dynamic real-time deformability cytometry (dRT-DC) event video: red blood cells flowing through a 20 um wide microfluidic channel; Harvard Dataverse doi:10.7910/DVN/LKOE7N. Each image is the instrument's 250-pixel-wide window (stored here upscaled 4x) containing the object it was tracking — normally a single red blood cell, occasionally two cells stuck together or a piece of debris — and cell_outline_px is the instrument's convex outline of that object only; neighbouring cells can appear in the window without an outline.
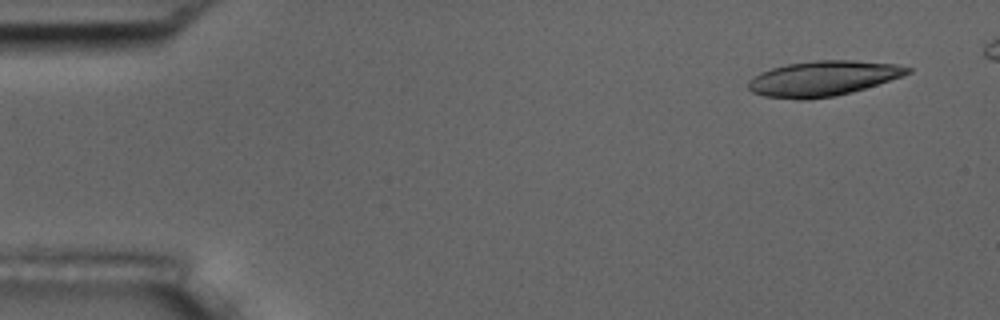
{"species": "common noctule bat (a hibernating species)", "species_latin": "Nyctalus noctula", "temperature_condition": "room temperature", "stored_images_in_passage": 5, "camera_frame_rate_fps": 3000, "um_per_image_px": 0.085, "animal": {"sex": "male", "body_mass_g": 17.5, "forearm_length_mm": 52.3}, "frame": {"image": 1, "passage_image": 1, "time_ms": 0.0, "image_size_px": [1000, 320], "cell_outline_px": [[912, 72], [904, 76], [852, 92], [836, 96], [808, 100], [796, 100], [764, 96], [752, 92], [748, 88], [748, 80], [752, 76], [760, 72], [772, 68], [788, 64], [816, 60], [852, 60], [896, 64], [912, 68]], "centroid_in_image_um": [69.95, 6.68], "position_along_channel_um": 15.1, "area_um2": 32.89}}